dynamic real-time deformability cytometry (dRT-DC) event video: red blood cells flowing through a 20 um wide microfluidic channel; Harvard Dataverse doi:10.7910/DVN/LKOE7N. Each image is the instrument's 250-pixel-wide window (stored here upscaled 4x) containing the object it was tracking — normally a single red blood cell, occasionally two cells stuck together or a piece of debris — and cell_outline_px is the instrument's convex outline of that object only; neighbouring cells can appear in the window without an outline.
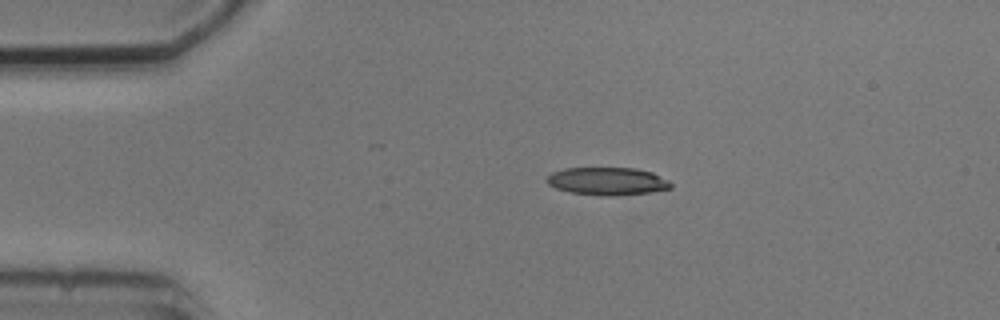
{"species": "common noctule bat (a hibernating species)", "species_latin": "Nyctalus noctula", "temperature_condition": "cold", "stored_images_in_passage": 3, "camera_frame_rate_fps": 3000, "um_per_image_px": 0.085, "animal": {"sex": "male", "body_mass_g": 20.5, "forearm_length_mm": 52.5}, "frame": {"image": 1, "passage_image": 2, "time_ms": 1.333, "image_size_px": [1000, 320], "cell_outline_px": [[672, 188], [648, 192], [612, 196], [600, 196], [572, 192], [556, 188], [548, 184], [544, 180], [552, 172], [564, 168], [636, 168], [652, 172], [668, 180], [672, 184]], "centroid_in_image_um": [51.61, 15.4], "position_along_channel_um": 33.4, "area_um2": 20.06}}